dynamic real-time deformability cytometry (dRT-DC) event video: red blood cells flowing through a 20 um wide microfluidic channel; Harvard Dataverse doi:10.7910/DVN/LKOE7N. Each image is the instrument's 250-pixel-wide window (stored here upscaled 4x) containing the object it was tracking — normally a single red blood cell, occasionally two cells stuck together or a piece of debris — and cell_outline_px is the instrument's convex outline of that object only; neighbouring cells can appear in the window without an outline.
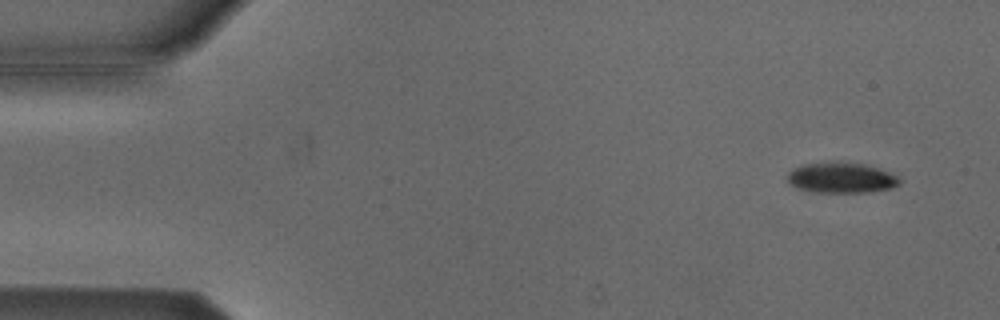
{"species": "Egyptian fruit bat (a non-hibernating species)", "species_latin": "Rousettus aegyptiacus", "temperature_condition": "cold", "stored_images_in_passage": 5, "camera_frame_rate_fps": 3000, "um_per_image_px": 0.085, "animal": {"sex": "male"}, "frame": {"image": 1, "passage_image": 2, "time_ms": 0.333, "image_size_px": [1000, 320], "cell_outline_px": [[904, 180], [900, 184], [892, 188], [872, 192], [812, 192], [796, 188], [788, 184], [788, 172], [792, 168], [804, 164], [828, 160], [840, 160], [864, 164], [880, 168], [900, 176]], "centroid_in_image_um": [71.53, 15.08], "position_along_channel_um": 13.5, "area_um2": 20.87}}